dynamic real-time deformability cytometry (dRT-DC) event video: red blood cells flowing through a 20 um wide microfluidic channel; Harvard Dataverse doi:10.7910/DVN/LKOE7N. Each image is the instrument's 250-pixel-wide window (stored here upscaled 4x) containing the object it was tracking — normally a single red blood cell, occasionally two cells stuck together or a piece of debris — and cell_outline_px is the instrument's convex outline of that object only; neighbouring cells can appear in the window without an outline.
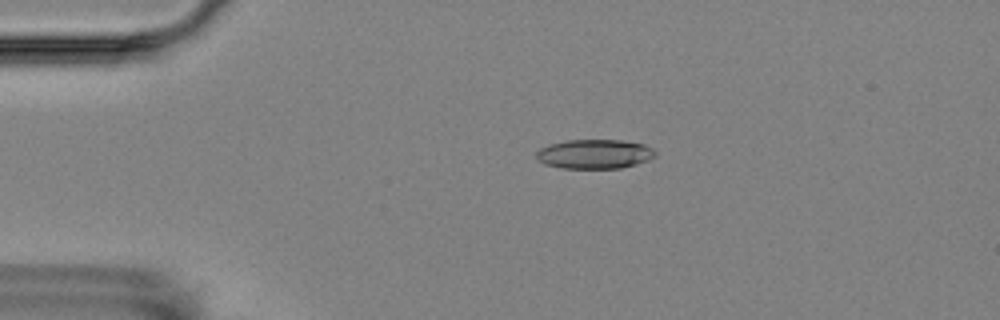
{"species": "Egyptian fruit bat (a non-hibernating species)", "species_latin": "Rousettus aegyptiacus", "temperature_condition": "room temperature", "stored_images_in_passage": 7, "camera_frame_rate_fps": 3000, "um_per_image_px": 0.085, "animal": {"sex": "female"}, "frame": {"image": 1, "passage_image": 4, "time_ms": 3.333, "image_size_px": [1000, 320], "cell_outline_px": [[656, 156], [648, 160], [636, 164], [620, 168], [560, 168], [544, 164], [536, 156], [536, 152], [540, 148], [548, 144], [568, 140], [620, 140], [644, 144], [652, 148], [656, 152]], "centroid_in_image_um": [50.54, 13.09], "position_along_channel_um": 34.5, "area_um2": 20.35}}